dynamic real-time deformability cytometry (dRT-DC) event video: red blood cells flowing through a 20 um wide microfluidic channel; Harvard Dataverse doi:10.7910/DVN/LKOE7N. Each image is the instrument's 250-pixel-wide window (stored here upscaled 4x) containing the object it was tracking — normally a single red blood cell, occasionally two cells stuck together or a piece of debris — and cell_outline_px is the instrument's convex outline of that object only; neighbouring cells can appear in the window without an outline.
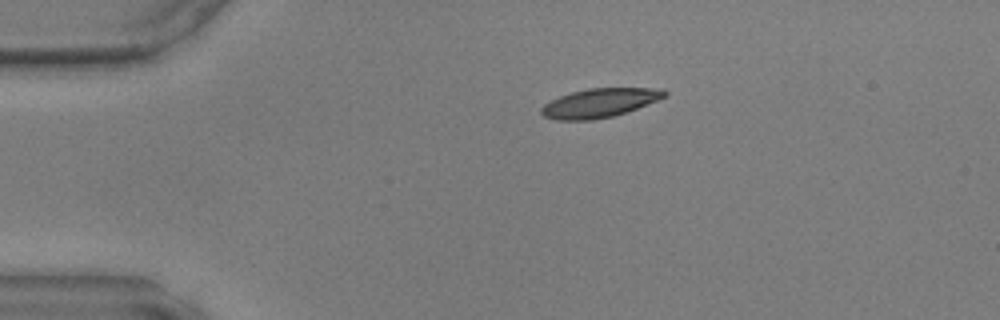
{"species": "common noctule bat (a hibernating species)", "species_latin": "Nyctalus noctula", "temperature_condition": "warm", "stored_images_in_passage": 29, "camera_frame_rate_fps": 3000, "um_per_image_px": 0.085, "animal": {"sex": "male", "body_mass_g": 17.9, "forearm_length_mm": 54.2}, "frame": {"image": 1, "passage_image": 1, "time_ms": 0.0, "image_size_px": [1000, 320], "cell_outline_px": [[668, 96], [636, 108], [612, 116], [592, 120], [556, 120], [544, 116], [540, 112], [540, 108], [544, 104], [560, 96], [572, 92], [588, 88], [664, 88], [668, 92]], "centroid_in_image_um": [50.97, 8.74], "position_along_channel_um": 34.0, "area_um2": 20.69}}
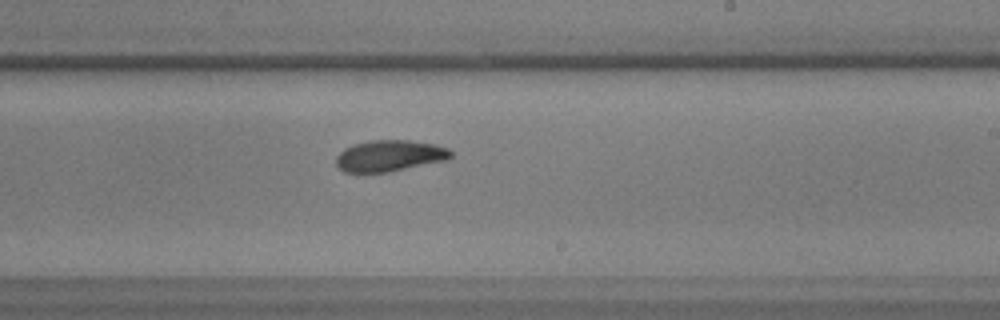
{"frame": {"image": 2, "passage_image": 20, "time_ms": 6.333, "image_size_px": [1000, 320], "cell_outline_px": [[452, 156], [448, 160], [388, 172], [344, 172], [336, 164], [336, 156], [344, 148], [356, 144], [372, 140], [408, 140], [432, 144], [448, 148], [452, 152]], "centroid_in_image_um": [33.13, 13.24], "position_along_channel_um": 255.9, "area_um2": 20.81}}
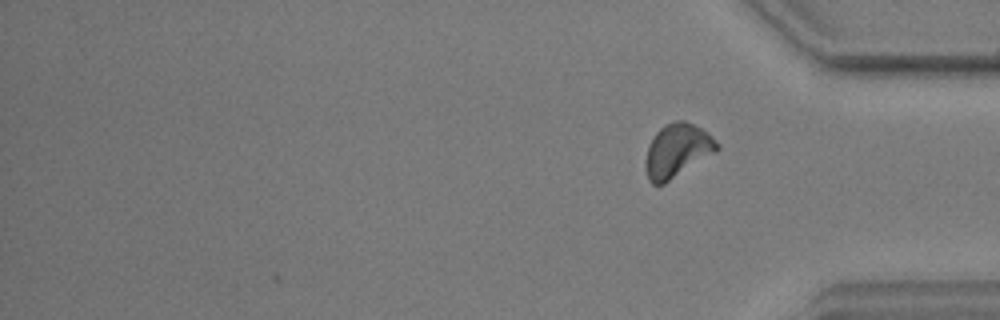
{"frame": {"image": 3, "passage_image": 29, "time_ms": 9.333, "image_size_px": [1000, 320], "cell_outline_px": [[720, 148], [716, 152], [664, 184], [652, 184], [648, 180], [648, 144], [656, 132], [660, 128], [676, 120], [684, 120], [708, 132], [720, 144]], "centroid_in_image_um": [57.62, 12.78], "position_along_channel_um": 377.6, "area_um2": 21.85}}